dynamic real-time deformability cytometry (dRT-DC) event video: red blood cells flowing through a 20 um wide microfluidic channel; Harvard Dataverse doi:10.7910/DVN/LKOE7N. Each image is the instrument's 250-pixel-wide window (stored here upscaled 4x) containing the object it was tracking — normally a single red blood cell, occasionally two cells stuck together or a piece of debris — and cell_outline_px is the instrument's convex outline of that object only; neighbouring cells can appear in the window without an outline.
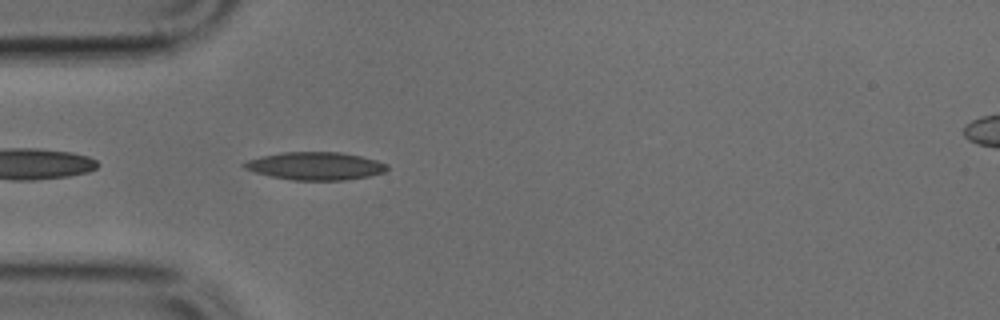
{"species": "common noctule bat (a hibernating species)", "species_latin": "Nyctalus noctula", "temperature_condition": "cold", "stored_images_in_passage": 37, "camera_frame_rate_fps": 3000, "um_per_image_px": 0.085, "animal": {"sex": "male", "body_mass_g": 17.9, "forearm_length_mm": 54.2}, "frame": {"image": 1, "passage_image": 2, "time_ms": 0.333, "image_size_px": [1000, 320], "cell_outline_px": [[388, 168], [384, 172], [368, 176], [344, 180], [292, 180], [272, 176], [256, 172], [244, 168], [240, 164], [248, 160], [260, 156], [280, 152], [340, 152], [360, 156], [376, 160], [388, 164]], "centroid_in_image_um": [26.79, 14.1], "position_along_channel_um": 58.2, "area_um2": 23.12}}
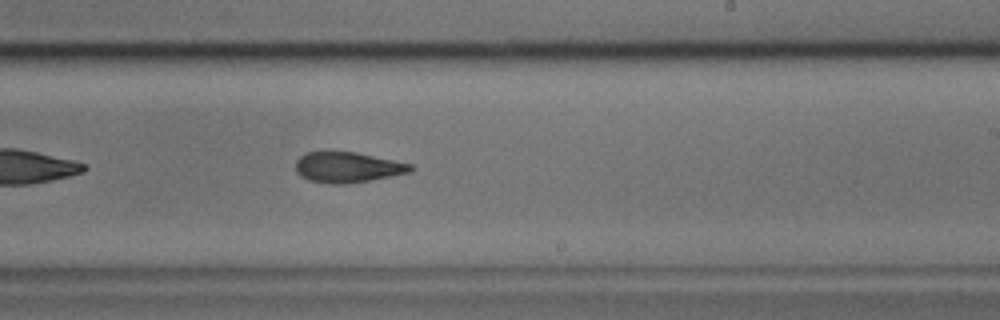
{"frame": {"image": 2, "passage_image": 17, "time_ms": 5.333, "image_size_px": [1000, 320], "cell_outline_px": [[412, 172], [348, 184], [332, 184], [308, 180], [300, 176], [296, 172], [296, 160], [304, 152], [356, 152], [412, 164]], "centroid_in_image_um": [29.52, 14.22], "position_along_channel_um": 259.5, "area_um2": 20.4}}
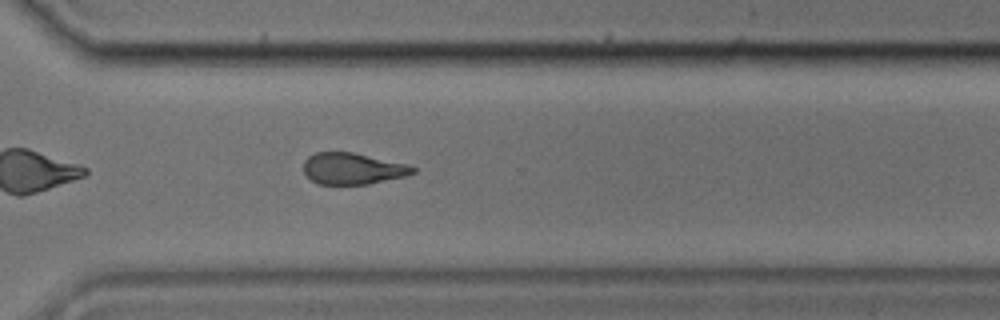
{"frame": {"image": 3, "passage_image": 23, "time_ms": 7.333, "image_size_px": [1000, 320], "cell_outline_px": [[416, 172], [404, 176], [368, 184], [316, 184], [304, 172], [304, 160], [308, 156], [316, 152], [352, 152], [408, 164], [416, 168]], "centroid_in_image_um": [29.97, 14.33], "position_along_channel_um": 340.6, "area_um2": 19.94}}